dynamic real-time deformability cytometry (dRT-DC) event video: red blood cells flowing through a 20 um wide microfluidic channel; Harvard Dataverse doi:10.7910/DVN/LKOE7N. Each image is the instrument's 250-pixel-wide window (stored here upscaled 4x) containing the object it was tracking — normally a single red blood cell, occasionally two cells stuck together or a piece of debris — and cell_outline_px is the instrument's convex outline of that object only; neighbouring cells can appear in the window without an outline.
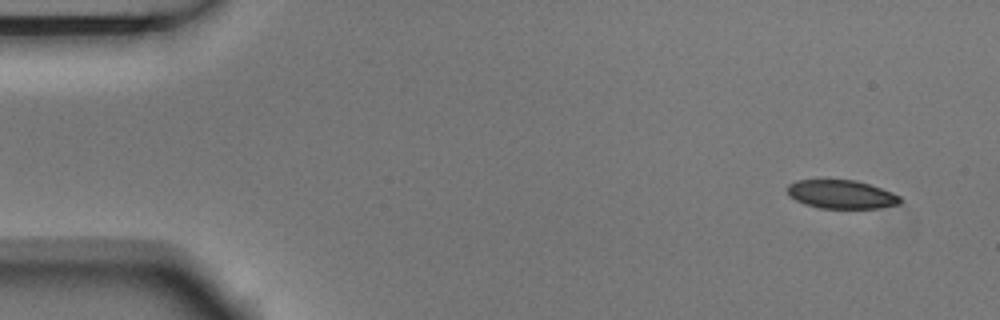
{"species": "Egyptian fruit bat (a non-hibernating species)", "species_latin": "Rousettus aegyptiacus", "temperature_condition": "room temperature", "stored_images_in_passage": 5, "camera_frame_rate_fps": 3000, "um_per_image_px": 0.085, "animal": {"sex": "male"}, "frame": {"image": 1, "passage_image": 1, "time_ms": 0.0, "image_size_px": [1000, 320], "cell_outline_px": [[900, 204], [876, 208], [820, 208], [804, 204], [788, 196], [788, 184], [796, 180], [856, 180], [892, 192], [900, 196]], "centroid_in_image_um": [71.49, 16.52], "position_along_channel_um": 13.5, "area_um2": 18.67}}
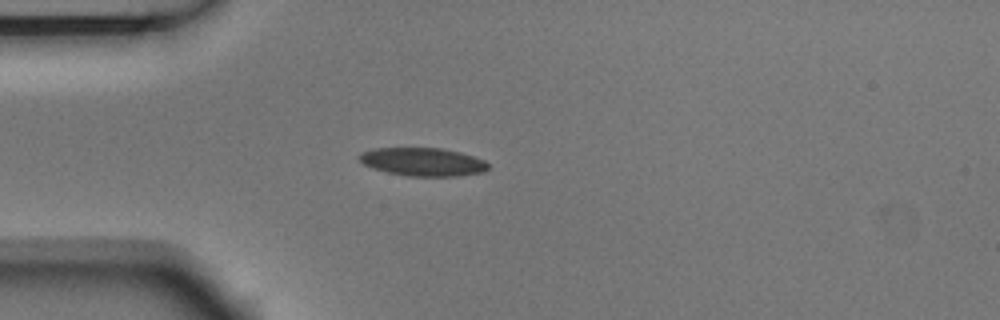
{"frame": {"image": 2, "passage_image": 4, "time_ms": 1.0, "image_size_px": [1000, 320], "cell_outline_px": [[488, 168], [484, 172], [456, 176], [408, 176], [388, 172], [364, 164], [360, 160], [360, 156], [364, 152], [376, 148], [444, 148], [460, 152], [484, 160], [488, 164]], "centroid_in_image_um": [36.0, 13.76], "position_along_channel_um": 49.0, "area_um2": 20.87}}